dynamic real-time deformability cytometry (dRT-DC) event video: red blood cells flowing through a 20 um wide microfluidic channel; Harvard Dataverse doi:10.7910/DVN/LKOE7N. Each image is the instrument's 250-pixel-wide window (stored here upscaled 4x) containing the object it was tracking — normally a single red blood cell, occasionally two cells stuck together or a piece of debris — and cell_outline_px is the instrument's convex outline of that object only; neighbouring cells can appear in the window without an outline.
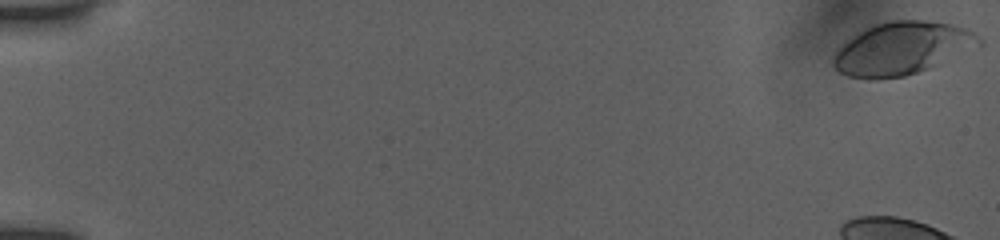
{"species": "human", "species_latin": "Homo sapiens", "temperature_condition": "room temperature", "stored_images_in_passage": 47, "camera_frame_rate_fps": 3000, "um_per_image_px": 0.085, "donor": {"sex": "female"}, "frame": {"image": 1, "passage_image": 1, "time_ms": 0.0, "image_size_px": [1000, 240], "cell_outline_px": [[984, 44], [928, 68], [904, 76], [876, 80], [872, 80], [848, 76], [840, 72], [832, 64], [832, 60], [836, 52], [852, 36], [864, 28], [876, 24], [892, 20], [924, 20], [948, 24], [968, 28], [984, 40]], "centroid_in_image_um": [76.68, 4.11], "position_along_channel_um": 8.3, "area_um2": 44.56}}